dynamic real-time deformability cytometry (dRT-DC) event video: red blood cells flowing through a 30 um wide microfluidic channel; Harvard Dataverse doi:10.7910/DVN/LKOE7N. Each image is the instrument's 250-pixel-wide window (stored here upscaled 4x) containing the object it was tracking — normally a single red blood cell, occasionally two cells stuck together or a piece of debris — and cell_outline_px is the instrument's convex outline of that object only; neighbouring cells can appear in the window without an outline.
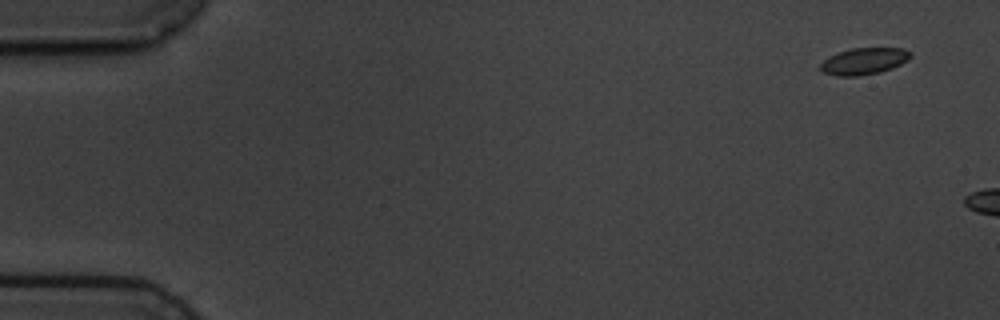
{"species": "common noctule bat (a hibernating species)", "species_latin": "Nyctalus noctula", "temperature_condition": "cold", "stored_images_in_passage": 3, "camera_frame_rate_fps": 3000, "um_per_image_px": 0.085, "animal": {"sex": "male", "body_mass_g": 19.5, "forearm_length_mm": 54.6}, "frame": {"image": 1, "passage_image": 1, "time_ms": 0.0, "image_size_px": [1000, 320], "cell_outline_px": [[912, 56], [908, 60], [892, 68], [880, 72], [856, 76], [836, 76], [824, 72], [816, 68], [828, 56], [852, 48], [904, 48], [912, 52]], "centroid_in_image_um": [73.43, 5.2], "position_along_channel_um": 11.6, "area_um2": 14.1}}